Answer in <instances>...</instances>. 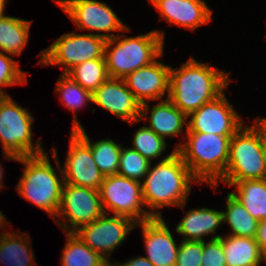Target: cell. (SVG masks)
<instances>
[{
  "mask_svg": "<svg viewBox=\"0 0 266 266\" xmlns=\"http://www.w3.org/2000/svg\"><path fill=\"white\" fill-rule=\"evenodd\" d=\"M261 143L265 162V179H266V118H261Z\"/></svg>",
  "mask_w": 266,
  "mask_h": 266,
  "instance_id": "8d00e7d4",
  "label": "cell"
},
{
  "mask_svg": "<svg viewBox=\"0 0 266 266\" xmlns=\"http://www.w3.org/2000/svg\"><path fill=\"white\" fill-rule=\"evenodd\" d=\"M255 239L256 242L259 244L261 253L266 258V219L259 221Z\"/></svg>",
  "mask_w": 266,
  "mask_h": 266,
  "instance_id": "e575fe53",
  "label": "cell"
},
{
  "mask_svg": "<svg viewBox=\"0 0 266 266\" xmlns=\"http://www.w3.org/2000/svg\"><path fill=\"white\" fill-rule=\"evenodd\" d=\"M4 169H2V165L0 164V189L2 188V187H4V185H3V175H4Z\"/></svg>",
  "mask_w": 266,
  "mask_h": 266,
  "instance_id": "ab89813d",
  "label": "cell"
},
{
  "mask_svg": "<svg viewBox=\"0 0 266 266\" xmlns=\"http://www.w3.org/2000/svg\"><path fill=\"white\" fill-rule=\"evenodd\" d=\"M203 241H185L179 244L175 266H201Z\"/></svg>",
  "mask_w": 266,
  "mask_h": 266,
  "instance_id": "d6a6232c",
  "label": "cell"
},
{
  "mask_svg": "<svg viewBox=\"0 0 266 266\" xmlns=\"http://www.w3.org/2000/svg\"><path fill=\"white\" fill-rule=\"evenodd\" d=\"M66 75L91 93L109 78L105 58L84 61L69 70Z\"/></svg>",
  "mask_w": 266,
  "mask_h": 266,
  "instance_id": "f1b7e54d",
  "label": "cell"
},
{
  "mask_svg": "<svg viewBox=\"0 0 266 266\" xmlns=\"http://www.w3.org/2000/svg\"><path fill=\"white\" fill-rule=\"evenodd\" d=\"M136 226L142 229L146 257L154 266H175L179 244L164 221L163 217L140 222Z\"/></svg>",
  "mask_w": 266,
  "mask_h": 266,
  "instance_id": "2e32d148",
  "label": "cell"
},
{
  "mask_svg": "<svg viewBox=\"0 0 266 266\" xmlns=\"http://www.w3.org/2000/svg\"><path fill=\"white\" fill-rule=\"evenodd\" d=\"M136 222L124 216H110L104 213L88 225L74 232L89 248L107 261L110 255L124 242L127 234L136 228Z\"/></svg>",
  "mask_w": 266,
  "mask_h": 266,
  "instance_id": "7c38bea8",
  "label": "cell"
},
{
  "mask_svg": "<svg viewBox=\"0 0 266 266\" xmlns=\"http://www.w3.org/2000/svg\"><path fill=\"white\" fill-rule=\"evenodd\" d=\"M103 214L99 190L64 183L55 218L60 228L63 227L64 233H74ZM62 217L66 220L65 224L59 219Z\"/></svg>",
  "mask_w": 266,
  "mask_h": 266,
  "instance_id": "30bf717a",
  "label": "cell"
},
{
  "mask_svg": "<svg viewBox=\"0 0 266 266\" xmlns=\"http://www.w3.org/2000/svg\"><path fill=\"white\" fill-rule=\"evenodd\" d=\"M91 148L93 159L99 171L106 176L118 173L122 146L111 139L91 142L84 128L75 131Z\"/></svg>",
  "mask_w": 266,
  "mask_h": 266,
  "instance_id": "d4e9b609",
  "label": "cell"
},
{
  "mask_svg": "<svg viewBox=\"0 0 266 266\" xmlns=\"http://www.w3.org/2000/svg\"><path fill=\"white\" fill-rule=\"evenodd\" d=\"M265 179V162L261 143V117L256 118L251 126L241 128L231 137L228 164L220 181L228 186L233 182Z\"/></svg>",
  "mask_w": 266,
  "mask_h": 266,
  "instance_id": "8992f818",
  "label": "cell"
},
{
  "mask_svg": "<svg viewBox=\"0 0 266 266\" xmlns=\"http://www.w3.org/2000/svg\"><path fill=\"white\" fill-rule=\"evenodd\" d=\"M106 39L100 34L66 33L39 54L38 65H61L62 74L84 61L104 58Z\"/></svg>",
  "mask_w": 266,
  "mask_h": 266,
  "instance_id": "ba28073f",
  "label": "cell"
},
{
  "mask_svg": "<svg viewBox=\"0 0 266 266\" xmlns=\"http://www.w3.org/2000/svg\"><path fill=\"white\" fill-rule=\"evenodd\" d=\"M18 233L0 234V262L6 266H34L36 258L30 246L32 240L23 232Z\"/></svg>",
  "mask_w": 266,
  "mask_h": 266,
  "instance_id": "7402d4cb",
  "label": "cell"
},
{
  "mask_svg": "<svg viewBox=\"0 0 266 266\" xmlns=\"http://www.w3.org/2000/svg\"><path fill=\"white\" fill-rule=\"evenodd\" d=\"M233 135L186 132L184 144L174 148L199 184H215L228 164L230 139Z\"/></svg>",
  "mask_w": 266,
  "mask_h": 266,
  "instance_id": "277c9868",
  "label": "cell"
},
{
  "mask_svg": "<svg viewBox=\"0 0 266 266\" xmlns=\"http://www.w3.org/2000/svg\"><path fill=\"white\" fill-rule=\"evenodd\" d=\"M148 102L141 105L140 121H146L149 114L148 128L153 130L158 136L165 139L167 136L174 137L187 129V115L181 112L169 99L165 98L150 109Z\"/></svg>",
  "mask_w": 266,
  "mask_h": 266,
  "instance_id": "d6986e66",
  "label": "cell"
},
{
  "mask_svg": "<svg viewBox=\"0 0 266 266\" xmlns=\"http://www.w3.org/2000/svg\"><path fill=\"white\" fill-rule=\"evenodd\" d=\"M236 192H230L246 208L248 213L261 221L266 219V179L233 182Z\"/></svg>",
  "mask_w": 266,
  "mask_h": 266,
  "instance_id": "603a6c76",
  "label": "cell"
},
{
  "mask_svg": "<svg viewBox=\"0 0 266 266\" xmlns=\"http://www.w3.org/2000/svg\"><path fill=\"white\" fill-rule=\"evenodd\" d=\"M218 238L223 244L226 266H261L266 261L255 238L231 235Z\"/></svg>",
  "mask_w": 266,
  "mask_h": 266,
  "instance_id": "44dd1931",
  "label": "cell"
},
{
  "mask_svg": "<svg viewBox=\"0 0 266 266\" xmlns=\"http://www.w3.org/2000/svg\"><path fill=\"white\" fill-rule=\"evenodd\" d=\"M220 236L216 234L207 243L203 241L201 266H226L223 244L218 238Z\"/></svg>",
  "mask_w": 266,
  "mask_h": 266,
  "instance_id": "836d02e7",
  "label": "cell"
},
{
  "mask_svg": "<svg viewBox=\"0 0 266 266\" xmlns=\"http://www.w3.org/2000/svg\"><path fill=\"white\" fill-rule=\"evenodd\" d=\"M55 93L60 94L61 103L69 110L73 111V132L83 128L77 118V109H81L87 102H93L92 93L85 90L80 84L72 80L68 75L61 74L58 81Z\"/></svg>",
  "mask_w": 266,
  "mask_h": 266,
  "instance_id": "4316f807",
  "label": "cell"
},
{
  "mask_svg": "<svg viewBox=\"0 0 266 266\" xmlns=\"http://www.w3.org/2000/svg\"><path fill=\"white\" fill-rule=\"evenodd\" d=\"M18 63L19 61L0 51V96H7L1 87L25 84L28 81L26 72L20 69Z\"/></svg>",
  "mask_w": 266,
  "mask_h": 266,
  "instance_id": "1f68e13d",
  "label": "cell"
},
{
  "mask_svg": "<svg viewBox=\"0 0 266 266\" xmlns=\"http://www.w3.org/2000/svg\"><path fill=\"white\" fill-rule=\"evenodd\" d=\"M223 224L221 210L197 208L187 212L177 224L175 231L183 236L185 241H205L204 236L216 234L217 228Z\"/></svg>",
  "mask_w": 266,
  "mask_h": 266,
  "instance_id": "ffe728a7",
  "label": "cell"
},
{
  "mask_svg": "<svg viewBox=\"0 0 266 266\" xmlns=\"http://www.w3.org/2000/svg\"><path fill=\"white\" fill-rule=\"evenodd\" d=\"M170 67L155 60L128 74L124 81L141 105L145 104L146 100H162L166 92L168 99Z\"/></svg>",
  "mask_w": 266,
  "mask_h": 266,
  "instance_id": "e0dca14e",
  "label": "cell"
},
{
  "mask_svg": "<svg viewBox=\"0 0 266 266\" xmlns=\"http://www.w3.org/2000/svg\"><path fill=\"white\" fill-rule=\"evenodd\" d=\"M185 132L234 135L244 124L225 96V90L187 116Z\"/></svg>",
  "mask_w": 266,
  "mask_h": 266,
  "instance_id": "4fadbf2b",
  "label": "cell"
},
{
  "mask_svg": "<svg viewBox=\"0 0 266 266\" xmlns=\"http://www.w3.org/2000/svg\"><path fill=\"white\" fill-rule=\"evenodd\" d=\"M199 181L192 175L181 155L174 149L149 170L142 180V196L152 217H163L160 208H185L191 185Z\"/></svg>",
  "mask_w": 266,
  "mask_h": 266,
  "instance_id": "7a4b0ae2",
  "label": "cell"
},
{
  "mask_svg": "<svg viewBox=\"0 0 266 266\" xmlns=\"http://www.w3.org/2000/svg\"><path fill=\"white\" fill-rule=\"evenodd\" d=\"M157 9L162 20L170 24L194 31L209 24L212 10L203 0H149Z\"/></svg>",
  "mask_w": 266,
  "mask_h": 266,
  "instance_id": "ac0fdd59",
  "label": "cell"
},
{
  "mask_svg": "<svg viewBox=\"0 0 266 266\" xmlns=\"http://www.w3.org/2000/svg\"><path fill=\"white\" fill-rule=\"evenodd\" d=\"M68 153L64 162V183L99 190L104 175L99 171L90 146L71 131Z\"/></svg>",
  "mask_w": 266,
  "mask_h": 266,
  "instance_id": "5bb4252c",
  "label": "cell"
},
{
  "mask_svg": "<svg viewBox=\"0 0 266 266\" xmlns=\"http://www.w3.org/2000/svg\"><path fill=\"white\" fill-rule=\"evenodd\" d=\"M33 116L26 108L16 104L12 97L0 96V142L4 159L18 158L45 153L42 142L32 141Z\"/></svg>",
  "mask_w": 266,
  "mask_h": 266,
  "instance_id": "52a82bcc",
  "label": "cell"
},
{
  "mask_svg": "<svg viewBox=\"0 0 266 266\" xmlns=\"http://www.w3.org/2000/svg\"><path fill=\"white\" fill-rule=\"evenodd\" d=\"M52 154L61 176L55 172L46 153L21 157L17 162L25 167L16 189L25 200L49 213L55 220L60 206L64 179L56 147L52 148Z\"/></svg>",
  "mask_w": 266,
  "mask_h": 266,
  "instance_id": "3957f363",
  "label": "cell"
},
{
  "mask_svg": "<svg viewBox=\"0 0 266 266\" xmlns=\"http://www.w3.org/2000/svg\"><path fill=\"white\" fill-rule=\"evenodd\" d=\"M229 73L190 57L179 69L170 67L168 99L188 116L228 87Z\"/></svg>",
  "mask_w": 266,
  "mask_h": 266,
  "instance_id": "6da1fadb",
  "label": "cell"
},
{
  "mask_svg": "<svg viewBox=\"0 0 266 266\" xmlns=\"http://www.w3.org/2000/svg\"><path fill=\"white\" fill-rule=\"evenodd\" d=\"M132 148L152 163L151 160L161 157L167 148L165 139L158 136L146 125L138 129L132 141Z\"/></svg>",
  "mask_w": 266,
  "mask_h": 266,
  "instance_id": "f546056e",
  "label": "cell"
},
{
  "mask_svg": "<svg viewBox=\"0 0 266 266\" xmlns=\"http://www.w3.org/2000/svg\"><path fill=\"white\" fill-rule=\"evenodd\" d=\"M126 263H121L123 266H154L146 257L139 256L134 257L128 261H125Z\"/></svg>",
  "mask_w": 266,
  "mask_h": 266,
  "instance_id": "d590c367",
  "label": "cell"
},
{
  "mask_svg": "<svg viewBox=\"0 0 266 266\" xmlns=\"http://www.w3.org/2000/svg\"><path fill=\"white\" fill-rule=\"evenodd\" d=\"M104 213L130 218L137 224L153 217L143 207L142 184L115 174L104 177L99 188ZM112 213H111V212Z\"/></svg>",
  "mask_w": 266,
  "mask_h": 266,
  "instance_id": "9c48e42d",
  "label": "cell"
},
{
  "mask_svg": "<svg viewBox=\"0 0 266 266\" xmlns=\"http://www.w3.org/2000/svg\"><path fill=\"white\" fill-rule=\"evenodd\" d=\"M103 266H118V262L113 264L111 261H107Z\"/></svg>",
  "mask_w": 266,
  "mask_h": 266,
  "instance_id": "60d3db41",
  "label": "cell"
},
{
  "mask_svg": "<svg viewBox=\"0 0 266 266\" xmlns=\"http://www.w3.org/2000/svg\"><path fill=\"white\" fill-rule=\"evenodd\" d=\"M31 24L32 21L0 16V51L20 56L28 42Z\"/></svg>",
  "mask_w": 266,
  "mask_h": 266,
  "instance_id": "cb8c5ba5",
  "label": "cell"
},
{
  "mask_svg": "<svg viewBox=\"0 0 266 266\" xmlns=\"http://www.w3.org/2000/svg\"><path fill=\"white\" fill-rule=\"evenodd\" d=\"M226 211H222L223 223L232 231L231 236L255 238L259 221L252 217L241 202L231 193L227 194Z\"/></svg>",
  "mask_w": 266,
  "mask_h": 266,
  "instance_id": "484cf974",
  "label": "cell"
},
{
  "mask_svg": "<svg viewBox=\"0 0 266 266\" xmlns=\"http://www.w3.org/2000/svg\"><path fill=\"white\" fill-rule=\"evenodd\" d=\"M54 2L71 18L78 30L107 32L101 34L106 40L118 35L109 32L130 30L104 2L97 0H54Z\"/></svg>",
  "mask_w": 266,
  "mask_h": 266,
  "instance_id": "8fae6325",
  "label": "cell"
},
{
  "mask_svg": "<svg viewBox=\"0 0 266 266\" xmlns=\"http://www.w3.org/2000/svg\"><path fill=\"white\" fill-rule=\"evenodd\" d=\"M67 242L62 251V266H103L107 260L89 248L75 233H66Z\"/></svg>",
  "mask_w": 266,
  "mask_h": 266,
  "instance_id": "83f0119b",
  "label": "cell"
},
{
  "mask_svg": "<svg viewBox=\"0 0 266 266\" xmlns=\"http://www.w3.org/2000/svg\"><path fill=\"white\" fill-rule=\"evenodd\" d=\"M93 104L123 121L140 122L141 104L128 89L124 79L108 78L92 93Z\"/></svg>",
  "mask_w": 266,
  "mask_h": 266,
  "instance_id": "9a60e30c",
  "label": "cell"
},
{
  "mask_svg": "<svg viewBox=\"0 0 266 266\" xmlns=\"http://www.w3.org/2000/svg\"><path fill=\"white\" fill-rule=\"evenodd\" d=\"M7 223H8V222H6V217H5V215H3V213L0 211V229L5 228L4 225H6V228H7V227H8V226H7Z\"/></svg>",
  "mask_w": 266,
  "mask_h": 266,
  "instance_id": "74e56055",
  "label": "cell"
},
{
  "mask_svg": "<svg viewBox=\"0 0 266 266\" xmlns=\"http://www.w3.org/2000/svg\"><path fill=\"white\" fill-rule=\"evenodd\" d=\"M164 33L154 29L136 37L125 38L124 33H121L108 39L105 43L104 58L109 78L124 79L135 70L161 58L164 50Z\"/></svg>",
  "mask_w": 266,
  "mask_h": 266,
  "instance_id": "5b68a950",
  "label": "cell"
},
{
  "mask_svg": "<svg viewBox=\"0 0 266 266\" xmlns=\"http://www.w3.org/2000/svg\"><path fill=\"white\" fill-rule=\"evenodd\" d=\"M150 164L151 162L138 151L122 147L117 174L142 182V179H144L149 170Z\"/></svg>",
  "mask_w": 266,
  "mask_h": 266,
  "instance_id": "4dcf8cb0",
  "label": "cell"
},
{
  "mask_svg": "<svg viewBox=\"0 0 266 266\" xmlns=\"http://www.w3.org/2000/svg\"><path fill=\"white\" fill-rule=\"evenodd\" d=\"M6 0H0V16L4 15Z\"/></svg>",
  "mask_w": 266,
  "mask_h": 266,
  "instance_id": "f35d334b",
  "label": "cell"
}]
</instances>
